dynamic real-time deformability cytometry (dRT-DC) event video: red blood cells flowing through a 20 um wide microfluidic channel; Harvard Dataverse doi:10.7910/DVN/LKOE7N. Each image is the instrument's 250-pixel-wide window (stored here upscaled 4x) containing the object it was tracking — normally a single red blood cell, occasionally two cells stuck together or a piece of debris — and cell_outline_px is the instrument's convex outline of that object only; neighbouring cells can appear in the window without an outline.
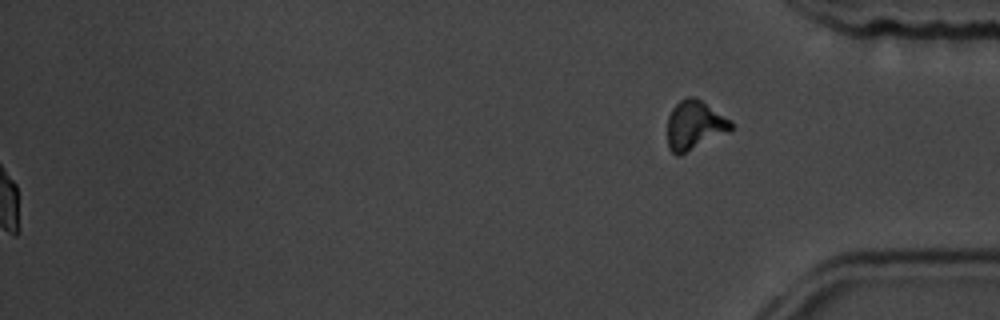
{"species": "common noctule bat (a hibernating species)", "species_latin": "Nyctalus noctula", "temperature_condition": "room temperature", "stored_images_in_passage": 49, "segment_of_instrument_passage": [2, 2], "camera_frame_rate_fps": 3000, "um_per_image_px": 0.085, "animal": {"sex": "male", "body_mass_g": 19.5, "forearm_length_mm": 54.6}, "frame": {"image": 1, "passage_image": 49, "time_ms": 16.0, "image_size_px": [1000, 320], "cell_outline_px": [[732, 128], [728, 132], [680, 156], [676, 156], [668, 148], [668, 116], [672, 108], [680, 100], [688, 96], [692, 96], [700, 100], [732, 120]], "centroid_in_image_um": [59.02, 10.66], "position_along_channel_um": 376.2, "area_um2": 18.21}}